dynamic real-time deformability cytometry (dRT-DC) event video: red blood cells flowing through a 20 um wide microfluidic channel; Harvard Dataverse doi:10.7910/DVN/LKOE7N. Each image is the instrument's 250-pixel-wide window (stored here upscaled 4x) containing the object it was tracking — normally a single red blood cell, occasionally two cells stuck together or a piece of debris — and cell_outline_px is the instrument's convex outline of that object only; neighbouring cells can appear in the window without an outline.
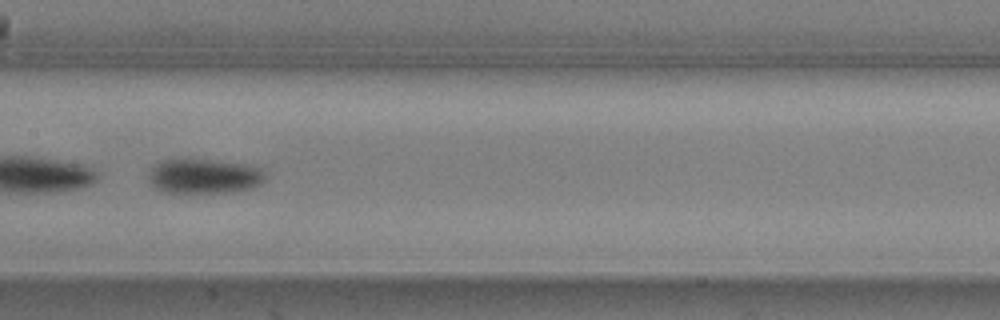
{"species": "common noctule bat (a hibernating species)", "species_latin": "Nyctalus noctula", "temperature_condition": "warm", "stored_images_in_passage": 31, "camera_frame_rate_fps": 3000, "um_per_image_px": 0.085, "animal": {"sex": "male", "body_mass_g": 20.5, "forearm_length_mm": 52.5}, "frame": {"image": 1, "passage_image": 21, "time_ms": 6.667, "image_size_px": [1000, 320], "cell_outline_px": [[268, 176], [260, 184], [252, 188], [228, 192], [168, 192], [156, 188], [148, 180], [148, 168], [152, 164], [160, 160], [180, 156], [188, 156], [248, 164], [260, 168]], "centroid_in_image_um": [17.29, 14.9], "position_along_channel_um": 190.1, "area_um2": 24.74}}